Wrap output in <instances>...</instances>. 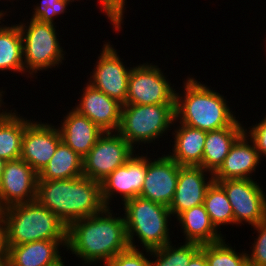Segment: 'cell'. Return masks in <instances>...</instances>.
I'll use <instances>...</instances> for the list:
<instances>
[{
	"label": "cell",
	"instance_id": "cell-15",
	"mask_svg": "<svg viewBox=\"0 0 266 266\" xmlns=\"http://www.w3.org/2000/svg\"><path fill=\"white\" fill-rule=\"evenodd\" d=\"M38 174L21 158L6 161L0 181V210L36 200Z\"/></svg>",
	"mask_w": 266,
	"mask_h": 266
},
{
	"label": "cell",
	"instance_id": "cell-42",
	"mask_svg": "<svg viewBox=\"0 0 266 266\" xmlns=\"http://www.w3.org/2000/svg\"><path fill=\"white\" fill-rule=\"evenodd\" d=\"M65 2H68L70 5L74 2H80L81 0H64ZM83 1V0H82Z\"/></svg>",
	"mask_w": 266,
	"mask_h": 266
},
{
	"label": "cell",
	"instance_id": "cell-26",
	"mask_svg": "<svg viewBox=\"0 0 266 266\" xmlns=\"http://www.w3.org/2000/svg\"><path fill=\"white\" fill-rule=\"evenodd\" d=\"M80 176H83V158L61 141L47 166L38 174V181L73 179Z\"/></svg>",
	"mask_w": 266,
	"mask_h": 266
},
{
	"label": "cell",
	"instance_id": "cell-32",
	"mask_svg": "<svg viewBox=\"0 0 266 266\" xmlns=\"http://www.w3.org/2000/svg\"><path fill=\"white\" fill-rule=\"evenodd\" d=\"M97 2L100 5L98 9L107 17L113 26L112 30L118 35L123 30L126 8H129L127 0H97Z\"/></svg>",
	"mask_w": 266,
	"mask_h": 266
},
{
	"label": "cell",
	"instance_id": "cell-3",
	"mask_svg": "<svg viewBox=\"0 0 266 266\" xmlns=\"http://www.w3.org/2000/svg\"><path fill=\"white\" fill-rule=\"evenodd\" d=\"M36 200L67 226L76 220L98 214L105 208L101 197V183L86 176L37 180Z\"/></svg>",
	"mask_w": 266,
	"mask_h": 266
},
{
	"label": "cell",
	"instance_id": "cell-38",
	"mask_svg": "<svg viewBox=\"0 0 266 266\" xmlns=\"http://www.w3.org/2000/svg\"><path fill=\"white\" fill-rule=\"evenodd\" d=\"M9 9V10H8ZM11 9H13V8H7L6 9V11H5V9H1L0 10V23H1V21L3 20V19H8V18H5V17H10V15H12V14H10V13H12V11L14 12V10H11ZM11 10V11H10ZM9 14V15H8Z\"/></svg>",
	"mask_w": 266,
	"mask_h": 266
},
{
	"label": "cell",
	"instance_id": "cell-1",
	"mask_svg": "<svg viewBox=\"0 0 266 266\" xmlns=\"http://www.w3.org/2000/svg\"><path fill=\"white\" fill-rule=\"evenodd\" d=\"M114 208L105 207L100 213L68 226L65 252L78 258L79 266H104L130 247L124 216L114 212Z\"/></svg>",
	"mask_w": 266,
	"mask_h": 266
},
{
	"label": "cell",
	"instance_id": "cell-34",
	"mask_svg": "<svg viewBox=\"0 0 266 266\" xmlns=\"http://www.w3.org/2000/svg\"><path fill=\"white\" fill-rule=\"evenodd\" d=\"M257 122H255L256 124L252 123L253 125L249 127L245 123L244 133L253 142L261 160L264 161V157L266 158V115Z\"/></svg>",
	"mask_w": 266,
	"mask_h": 266
},
{
	"label": "cell",
	"instance_id": "cell-37",
	"mask_svg": "<svg viewBox=\"0 0 266 266\" xmlns=\"http://www.w3.org/2000/svg\"><path fill=\"white\" fill-rule=\"evenodd\" d=\"M0 266H10V258L8 254L0 255Z\"/></svg>",
	"mask_w": 266,
	"mask_h": 266
},
{
	"label": "cell",
	"instance_id": "cell-9",
	"mask_svg": "<svg viewBox=\"0 0 266 266\" xmlns=\"http://www.w3.org/2000/svg\"><path fill=\"white\" fill-rule=\"evenodd\" d=\"M137 152L117 131L103 132L83 158V176L103 182Z\"/></svg>",
	"mask_w": 266,
	"mask_h": 266
},
{
	"label": "cell",
	"instance_id": "cell-20",
	"mask_svg": "<svg viewBox=\"0 0 266 266\" xmlns=\"http://www.w3.org/2000/svg\"><path fill=\"white\" fill-rule=\"evenodd\" d=\"M172 129V147L165 153L180 166H201L207 131L182 123H174Z\"/></svg>",
	"mask_w": 266,
	"mask_h": 266
},
{
	"label": "cell",
	"instance_id": "cell-43",
	"mask_svg": "<svg viewBox=\"0 0 266 266\" xmlns=\"http://www.w3.org/2000/svg\"><path fill=\"white\" fill-rule=\"evenodd\" d=\"M1 1V0H0ZM4 2L5 1H7V3H9V2H12L11 4H13V2L15 1V0H3ZM9 1V2H8ZM17 1H19V0H17Z\"/></svg>",
	"mask_w": 266,
	"mask_h": 266
},
{
	"label": "cell",
	"instance_id": "cell-25",
	"mask_svg": "<svg viewBox=\"0 0 266 266\" xmlns=\"http://www.w3.org/2000/svg\"><path fill=\"white\" fill-rule=\"evenodd\" d=\"M4 21L5 19L0 23V73L9 71L13 74L21 73V76L30 78L24 70L22 37L19 26L12 21V24L6 22L4 25Z\"/></svg>",
	"mask_w": 266,
	"mask_h": 266
},
{
	"label": "cell",
	"instance_id": "cell-16",
	"mask_svg": "<svg viewBox=\"0 0 266 266\" xmlns=\"http://www.w3.org/2000/svg\"><path fill=\"white\" fill-rule=\"evenodd\" d=\"M213 182V173L201 166H181L176 190L168 207L174 220L181 212L204 204L206 192Z\"/></svg>",
	"mask_w": 266,
	"mask_h": 266
},
{
	"label": "cell",
	"instance_id": "cell-31",
	"mask_svg": "<svg viewBox=\"0 0 266 266\" xmlns=\"http://www.w3.org/2000/svg\"><path fill=\"white\" fill-rule=\"evenodd\" d=\"M254 230V243L251 242L250 250L246 251L248 258V266H266V219L252 226Z\"/></svg>",
	"mask_w": 266,
	"mask_h": 266
},
{
	"label": "cell",
	"instance_id": "cell-44",
	"mask_svg": "<svg viewBox=\"0 0 266 266\" xmlns=\"http://www.w3.org/2000/svg\"><path fill=\"white\" fill-rule=\"evenodd\" d=\"M264 39H265V40H264ZM264 39H263V41L266 43V38H264ZM264 47L266 48V45H265ZM265 51H266V49H265Z\"/></svg>",
	"mask_w": 266,
	"mask_h": 266
},
{
	"label": "cell",
	"instance_id": "cell-2",
	"mask_svg": "<svg viewBox=\"0 0 266 266\" xmlns=\"http://www.w3.org/2000/svg\"><path fill=\"white\" fill-rule=\"evenodd\" d=\"M188 75L182 82L183 87L176 88L174 123L207 132L225 127H244V121L240 122L236 111L229 106L227 96L198 81L195 75Z\"/></svg>",
	"mask_w": 266,
	"mask_h": 266
},
{
	"label": "cell",
	"instance_id": "cell-23",
	"mask_svg": "<svg viewBox=\"0 0 266 266\" xmlns=\"http://www.w3.org/2000/svg\"><path fill=\"white\" fill-rule=\"evenodd\" d=\"M4 100L0 99V158L5 161L17 160L21 155L25 127L33 119H27L16 108L9 110Z\"/></svg>",
	"mask_w": 266,
	"mask_h": 266
},
{
	"label": "cell",
	"instance_id": "cell-24",
	"mask_svg": "<svg viewBox=\"0 0 266 266\" xmlns=\"http://www.w3.org/2000/svg\"><path fill=\"white\" fill-rule=\"evenodd\" d=\"M244 133V127H225L208 131L201 167L214 173L223 163L232 145Z\"/></svg>",
	"mask_w": 266,
	"mask_h": 266
},
{
	"label": "cell",
	"instance_id": "cell-7",
	"mask_svg": "<svg viewBox=\"0 0 266 266\" xmlns=\"http://www.w3.org/2000/svg\"><path fill=\"white\" fill-rule=\"evenodd\" d=\"M26 19L22 18L17 24L22 37L24 70L30 81L34 82L32 79L35 76L37 79L38 73L49 69L56 70L63 65L67 52L61 46L60 40L63 39L59 38L57 25Z\"/></svg>",
	"mask_w": 266,
	"mask_h": 266
},
{
	"label": "cell",
	"instance_id": "cell-40",
	"mask_svg": "<svg viewBox=\"0 0 266 266\" xmlns=\"http://www.w3.org/2000/svg\"><path fill=\"white\" fill-rule=\"evenodd\" d=\"M6 89H7L6 87H5V89L3 87L0 88V99H3V97H5V95H7V93H5Z\"/></svg>",
	"mask_w": 266,
	"mask_h": 266
},
{
	"label": "cell",
	"instance_id": "cell-17",
	"mask_svg": "<svg viewBox=\"0 0 266 266\" xmlns=\"http://www.w3.org/2000/svg\"><path fill=\"white\" fill-rule=\"evenodd\" d=\"M80 89L77 104L73 108L88 117L104 132L118 131L122 112V103L107 96L102 91L85 82ZM82 91V92H81Z\"/></svg>",
	"mask_w": 266,
	"mask_h": 266
},
{
	"label": "cell",
	"instance_id": "cell-28",
	"mask_svg": "<svg viewBox=\"0 0 266 266\" xmlns=\"http://www.w3.org/2000/svg\"><path fill=\"white\" fill-rule=\"evenodd\" d=\"M204 206L210 216L211 222L219 231L222 230V227L228 225H232L233 227L234 214L231 204L224 189L215 181L206 192Z\"/></svg>",
	"mask_w": 266,
	"mask_h": 266
},
{
	"label": "cell",
	"instance_id": "cell-11",
	"mask_svg": "<svg viewBox=\"0 0 266 266\" xmlns=\"http://www.w3.org/2000/svg\"><path fill=\"white\" fill-rule=\"evenodd\" d=\"M256 179H228L217 182L225 191L234 214V225L255 226L266 219V193ZM261 185V186H260Z\"/></svg>",
	"mask_w": 266,
	"mask_h": 266
},
{
	"label": "cell",
	"instance_id": "cell-45",
	"mask_svg": "<svg viewBox=\"0 0 266 266\" xmlns=\"http://www.w3.org/2000/svg\"><path fill=\"white\" fill-rule=\"evenodd\" d=\"M10 266H16V265H14V264L10 261Z\"/></svg>",
	"mask_w": 266,
	"mask_h": 266
},
{
	"label": "cell",
	"instance_id": "cell-5",
	"mask_svg": "<svg viewBox=\"0 0 266 266\" xmlns=\"http://www.w3.org/2000/svg\"><path fill=\"white\" fill-rule=\"evenodd\" d=\"M6 246L41 240H67L68 226L37 200L2 210Z\"/></svg>",
	"mask_w": 266,
	"mask_h": 266
},
{
	"label": "cell",
	"instance_id": "cell-10",
	"mask_svg": "<svg viewBox=\"0 0 266 266\" xmlns=\"http://www.w3.org/2000/svg\"><path fill=\"white\" fill-rule=\"evenodd\" d=\"M107 41H102L104 42L103 48L99 50L100 54L93 63L94 67L91 69L87 82L107 96L125 104L132 67L127 66V62L121 58L119 51L117 52L114 45L110 43L112 41Z\"/></svg>",
	"mask_w": 266,
	"mask_h": 266
},
{
	"label": "cell",
	"instance_id": "cell-18",
	"mask_svg": "<svg viewBox=\"0 0 266 266\" xmlns=\"http://www.w3.org/2000/svg\"><path fill=\"white\" fill-rule=\"evenodd\" d=\"M263 162L253 142L243 133L232 145L221 166L213 173L214 181L228 179H256L259 164Z\"/></svg>",
	"mask_w": 266,
	"mask_h": 266
},
{
	"label": "cell",
	"instance_id": "cell-30",
	"mask_svg": "<svg viewBox=\"0 0 266 266\" xmlns=\"http://www.w3.org/2000/svg\"><path fill=\"white\" fill-rule=\"evenodd\" d=\"M39 2L32 5L33 10H30L32 13H29L31 14L29 19L56 24L55 18L67 13V10L70 12L67 8L71 5L64 0H40Z\"/></svg>",
	"mask_w": 266,
	"mask_h": 266
},
{
	"label": "cell",
	"instance_id": "cell-22",
	"mask_svg": "<svg viewBox=\"0 0 266 266\" xmlns=\"http://www.w3.org/2000/svg\"><path fill=\"white\" fill-rule=\"evenodd\" d=\"M175 219L178 225L174 226L173 229L175 227L181 228L179 230L183 233L184 242L203 245L221 241L226 237L221 233L223 231H219L211 222L204 204L181 212Z\"/></svg>",
	"mask_w": 266,
	"mask_h": 266
},
{
	"label": "cell",
	"instance_id": "cell-21",
	"mask_svg": "<svg viewBox=\"0 0 266 266\" xmlns=\"http://www.w3.org/2000/svg\"><path fill=\"white\" fill-rule=\"evenodd\" d=\"M66 246L67 240L33 241L7 246V254L16 266H54L64 258Z\"/></svg>",
	"mask_w": 266,
	"mask_h": 266
},
{
	"label": "cell",
	"instance_id": "cell-8",
	"mask_svg": "<svg viewBox=\"0 0 266 266\" xmlns=\"http://www.w3.org/2000/svg\"><path fill=\"white\" fill-rule=\"evenodd\" d=\"M146 61L132 66L125 104L156 105L164 103H175L176 84H172L154 61ZM155 63V64H153ZM135 64V65H134Z\"/></svg>",
	"mask_w": 266,
	"mask_h": 266
},
{
	"label": "cell",
	"instance_id": "cell-41",
	"mask_svg": "<svg viewBox=\"0 0 266 266\" xmlns=\"http://www.w3.org/2000/svg\"><path fill=\"white\" fill-rule=\"evenodd\" d=\"M65 258L66 257H64V260L62 259L60 262H58L56 265H54V266H67V265H65L66 263L65 262H67L66 260H65Z\"/></svg>",
	"mask_w": 266,
	"mask_h": 266
},
{
	"label": "cell",
	"instance_id": "cell-12",
	"mask_svg": "<svg viewBox=\"0 0 266 266\" xmlns=\"http://www.w3.org/2000/svg\"><path fill=\"white\" fill-rule=\"evenodd\" d=\"M146 173L147 151L146 153L137 151L124 165L118 167L101 182V197L105 207H111L115 203V198L118 202L121 200V204L117 203L121 207L125 201L138 197Z\"/></svg>",
	"mask_w": 266,
	"mask_h": 266
},
{
	"label": "cell",
	"instance_id": "cell-27",
	"mask_svg": "<svg viewBox=\"0 0 266 266\" xmlns=\"http://www.w3.org/2000/svg\"><path fill=\"white\" fill-rule=\"evenodd\" d=\"M172 242L150 250L151 266H187L191 258L201 249V245L194 242L183 241L178 244Z\"/></svg>",
	"mask_w": 266,
	"mask_h": 266
},
{
	"label": "cell",
	"instance_id": "cell-39",
	"mask_svg": "<svg viewBox=\"0 0 266 266\" xmlns=\"http://www.w3.org/2000/svg\"><path fill=\"white\" fill-rule=\"evenodd\" d=\"M6 161L2 158H0V181L2 178V174L4 172V166H5Z\"/></svg>",
	"mask_w": 266,
	"mask_h": 266
},
{
	"label": "cell",
	"instance_id": "cell-4",
	"mask_svg": "<svg viewBox=\"0 0 266 266\" xmlns=\"http://www.w3.org/2000/svg\"><path fill=\"white\" fill-rule=\"evenodd\" d=\"M114 210L123 213L131 248L153 250L172 241L170 237L174 233L170 225L172 221L176 224L167 206L138 196ZM137 243H140V247Z\"/></svg>",
	"mask_w": 266,
	"mask_h": 266
},
{
	"label": "cell",
	"instance_id": "cell-14",
	"mask_svg": "<svg viewBox=\"0 0 266 266\" xmlns=\"http://www.w3.org/2000/svg\"><path fill=\"white\" fill-rule=\"evenodd\" d=\"M155 154L157 152L151 154L147 151V173L139 197L169 207L176 190L181 166L165 151H162L159 157Z\"/></svg>",
	"mask_w": 266,
	"mask_h": 266
},
{
	"label": "cell",
	"instance_id": "cell-36",
	"mask_svg": "<svg viewBox=\"0 0 266 266\" xmlns=\"http://www.w3.org/2000/svg\"><path fill=\"white\" fill-rule=\"evenodd\" d=\"M187 266H208L205 254L199 250L190 260Z\"/></svg>",
	"mask_w": 266,
	"mask_h": 266
},
{
	"label": "cell",
	"instance_id": "cell-13",
	"mask_svg": "<svg viewBox=\"0 0 266 266\" xmlns=\"http://www.w3.org/2000/svg\"><path fill=\"white\" fill-rule=\"evenodd\" d=\"M61 141L57 125L34 118L25 127L20 158L39 174L47 166Z\"/></svg>",
	"mask_w": 266,
	"mask_h": 266
},
{
	"label": "cell",
	"instance_id": "cell-35",
	"mask_svg": "<svg viewBox=\"0 0 266 266\" xmlns=\"http://www.w3.org/2000/svg\"><path fill=\"white\" fill-rule=\"evenodd\" d=\"M7 254L5 220L2 210H0V255Z\"/></svg>",
	"mask_w": 266,
	"mask_h": 266
},
{
	"label": "cell",
	"instance_id": "cell-29",
	"mask_svg": "<svg viewBox=\"0 0 266 266\" xmlns=\"http://www.w3.org/2000/svg\"><path fill=\"white\" fill-rule=\"evenodd\" d=\"M226 239L201 245L200 250L205 254L208 266H248L246 248L238 252L235 245L233 247Z\"/></svg>",
	"mask_w": 266,
	"mask_h": 266
},
{
	"label": "cell",
	"instance_id": "cell-33",
	"mask_svg": "<svg viewBox=\"0 0 266 266\" xmlns=\"http://www.w3.org/2000/svg\"><path fill=\"white\" fill-rule=\"evenodd\" d=\"M150 250L129 247L117 254L104 266H151Z\"/></svg>",
	"mask_w": 266,
	"mask_h": 266
},
{
	"label": "cell",
	"instance_id": "cell-6",
	"mask_svg": "<svg viewBox=\"0 0 266 266\" xmlns=\"http://www.w3.org/2000/svg\"><path fill=\"white\" fill-rule=\"evenodd\" d=\"M174 121L175 103L123 104L117 132L137 151H144L143 147L147 144L148 146H145L147 151L151 143L153 145L156 143V146L160 143V138L164 139L165 136H168Z\"/></svg>",
	"mask_w": 266,
	"mask_h": 266
},
{
	"label": "cell",
	"instance_id": "cell-19",
	"mask_svg": "<svg viewBox=\"0 0 266 266\" xmlns=\"http://www.w3.org/2000/svg\"><path fill=\"white\" fill-rule=\"evenodd\" d=\"M62 115L61 124H57L62 141L84 158L104 131L73 107Z\"/></svg>",
	"mask_w": 266,
	"mask_h": 266
}]
</instances>
